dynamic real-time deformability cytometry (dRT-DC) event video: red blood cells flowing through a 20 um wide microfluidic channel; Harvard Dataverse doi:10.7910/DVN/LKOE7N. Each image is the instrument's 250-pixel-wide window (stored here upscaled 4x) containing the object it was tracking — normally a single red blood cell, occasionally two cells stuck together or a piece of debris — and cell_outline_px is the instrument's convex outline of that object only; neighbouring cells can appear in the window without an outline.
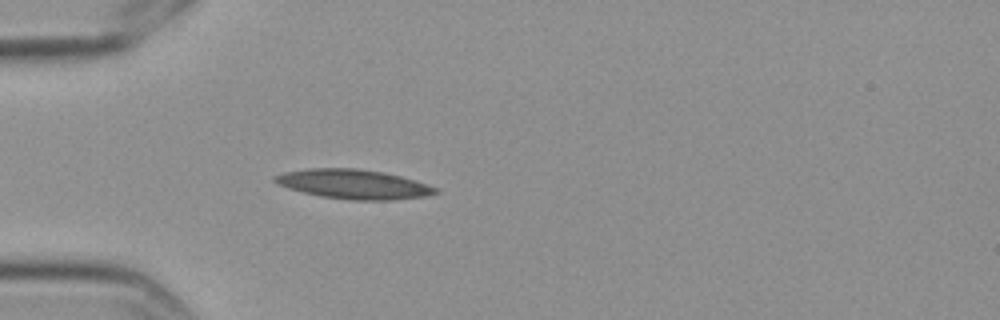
{"species": "Egyptian fruit bat (a non-hibernating species)", "species_latin": "Rousettus aegyptiacus", "temperature_condition": "cold", "stored_images_in_passage": 4, "camera_frame_rate_fps": 3000, "um_per_image_px": 0.085, "frame": {"image": 1, "passage_image": 4, "time_ms": 1.0, "image_size_px": [1000, 320], "cell_outline_px": [[440, 192], [424, 196], [392, 200], [352, 200], [320, 196], [288, 188], [276, 184], [272, 180], [272, 176], [284, 172], [308, 168], [356, 168], [384, 172], [400, 176], [428, 184], [440, 188]], "centroid_in_image_um": [30.04, 15.65], "position_along_channel_um": 55.0, "area_um2": 27.69}}